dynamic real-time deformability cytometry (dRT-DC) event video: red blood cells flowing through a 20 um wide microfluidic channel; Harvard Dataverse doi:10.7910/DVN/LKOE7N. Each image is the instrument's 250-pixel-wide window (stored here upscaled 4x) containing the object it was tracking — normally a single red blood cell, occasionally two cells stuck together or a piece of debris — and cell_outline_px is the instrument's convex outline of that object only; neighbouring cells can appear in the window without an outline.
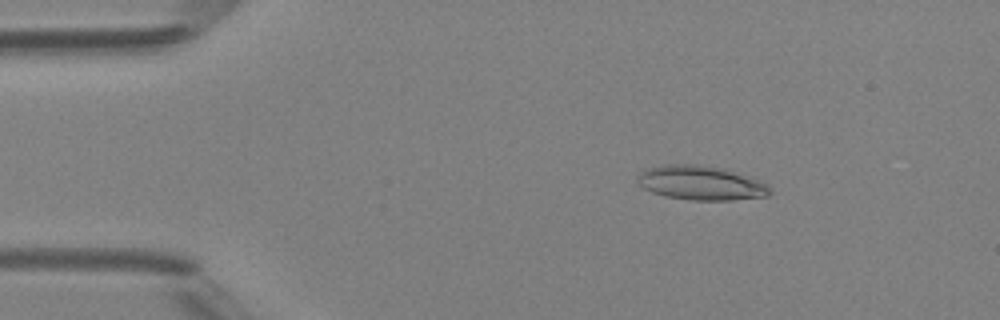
{"species": "Egyptian fruit bat (a non-hibernating species)", "species_latin": "Rousettus aegyptiacus", "temperature_condition": "room temperature", "stored_images_in_passage": 3, "camera_frame_rate_fps": 3000, "um_per_image_px": 0.085, "animal": {"sex": "female"}, "frame": {"image": 1, "passage_image": 1, "time_ms": 0.0, "image_size_px": [1000, 320], "cell_outline_px": [[772, 192], [768, 196], [732, 200], [692, 200], [664, 196], [652, 192], [644, 188], [636, 180], [648, 168], [664, 164], [696, 164], [724, 168], [740, 172], [768, 184]], "centroid_in_image_um": [59.65, 15.54], "position_along_channel_um": 25.4, "area_um2": 26.53}}